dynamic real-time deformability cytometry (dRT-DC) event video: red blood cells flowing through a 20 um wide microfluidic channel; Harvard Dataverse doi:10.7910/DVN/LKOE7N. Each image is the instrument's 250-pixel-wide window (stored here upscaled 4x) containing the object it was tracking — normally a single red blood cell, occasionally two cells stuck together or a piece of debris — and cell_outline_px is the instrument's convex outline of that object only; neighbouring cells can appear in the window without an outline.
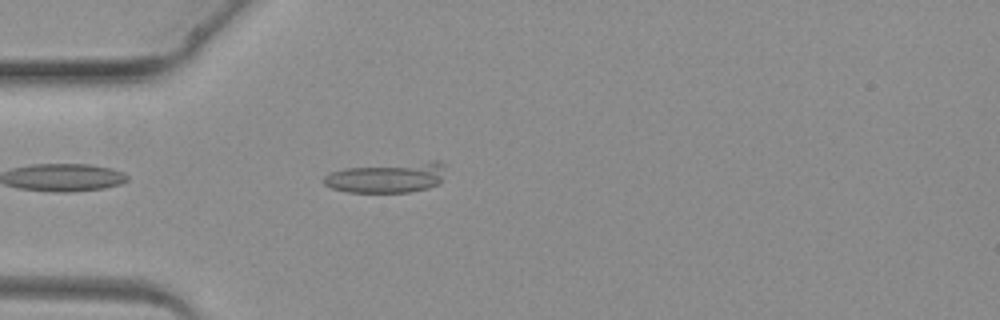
{"species": "common noctule bat (a hibernating species)", "species_latin": "Nyctalus noctula", "temperature_condition": "warm", "stored_images_in_passage": 3, "camera_frame_rate_fps": 3000, "um_per_image_px": 0.085, "animal": {"sex": "female", "body_mass_g": 19.3, "forearm_length_mm": 54.1}, "frame": {"image": 1, "passage_image": 3, "time_ms": 3.0, "image_size_px": [1000, 320], "cell_outline_px": [[444, 164], [440, 184], [428, 188], [408, 192], [348, 192], [332, 188], [324, 184], [324, 176], [332, 172], [344, 168], [428, 160], [440, 160]], "centroid_in_image_um": [32.93, 15.07], "position_along_channel_um": 52.1, "area_um2": 21.68}}